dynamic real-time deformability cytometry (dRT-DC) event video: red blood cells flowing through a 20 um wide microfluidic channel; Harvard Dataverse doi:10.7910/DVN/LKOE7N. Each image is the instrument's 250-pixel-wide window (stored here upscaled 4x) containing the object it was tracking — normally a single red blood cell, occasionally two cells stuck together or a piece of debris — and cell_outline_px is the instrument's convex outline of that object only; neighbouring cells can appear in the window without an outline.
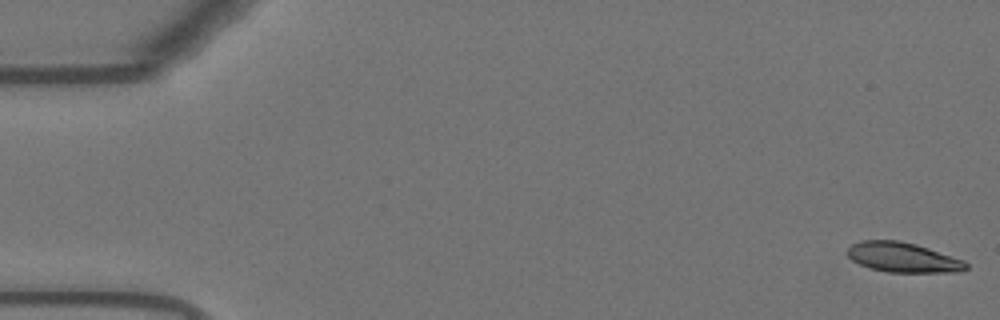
{"species": "Egyptian fruit bat (a non-hibernating species)", "species_latin": "Rousettus aegyptiacus", "temperature_condition": "warm", "stored_images_in_passage": 26, "camera_frame_rate_fps": 3000, "um_per_image_px": 0.085, "animal": {"sex": "female"}, "frame": {"image": 1, "passage_image": 1, "time_ms": 0.0, "image_size_px": [1000, 320], "cell_outline_px": [[968, 268], [960, 272], [888, 272], [872, 268], [860, 264], [852, 260], [848, 256], [848, 248], [852, 244], [860, 240], [900, 240], [916, 244], [964, 260], [968, 264]], "centroid_in_image_um": [76.77, 21.87], "position_along_channel_um": 8.2, "area_um2": 20.58}}
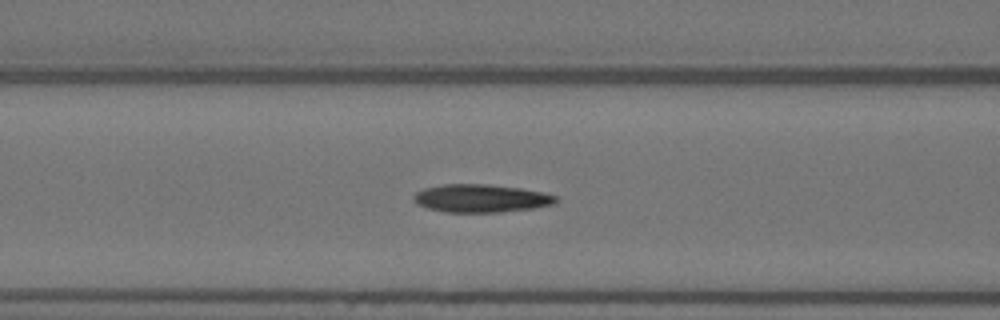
{"frame": {"image": 2, "passage_image": 22, "time_ms": 7.0, "image_size_px": [1000, 320], "cell_outline_px": [[556, 200], [552, 204], [536, 208], [500, 212], [444, 212], [428, 208], [416, 204], [412, 196], [416, 192], [424, 188], [444, 184], [488, 184], [520, 188], [544, 192], [556, 196]], "centroid_in_image_um": [40.86, 16.86], "position_along_channel_um": 125.7, "area_um2": 23.24}}
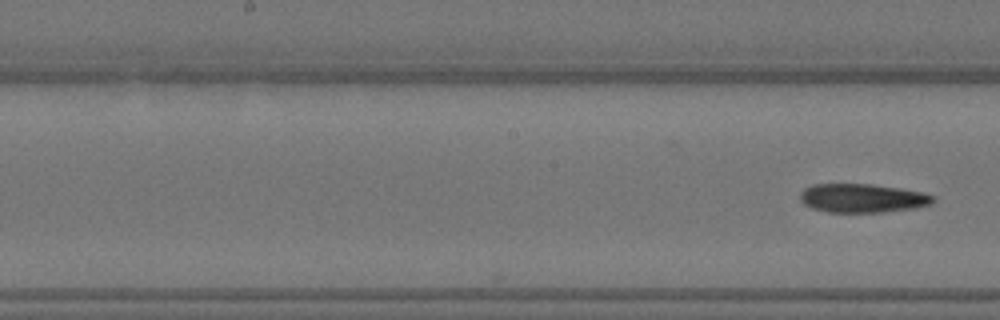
{"frame": {"image": 3, "passage_image": 26, "time_ms": 8.333, "image_size_px": [1000, 320], "cell_outline_px": [[936, 200], [932, 204], [916, 208], [880, 212], [828, 212], [812, 208], [804, 204], [800, 200], [800, 192], [804, 188], [812, 184], [872, 184], [900, 188], [924, 192], [936, 196]], "centroid_in_image_um": [73.34, 16.84], "position_along_channel_um": 174.9, "area_um2": 22.54}}